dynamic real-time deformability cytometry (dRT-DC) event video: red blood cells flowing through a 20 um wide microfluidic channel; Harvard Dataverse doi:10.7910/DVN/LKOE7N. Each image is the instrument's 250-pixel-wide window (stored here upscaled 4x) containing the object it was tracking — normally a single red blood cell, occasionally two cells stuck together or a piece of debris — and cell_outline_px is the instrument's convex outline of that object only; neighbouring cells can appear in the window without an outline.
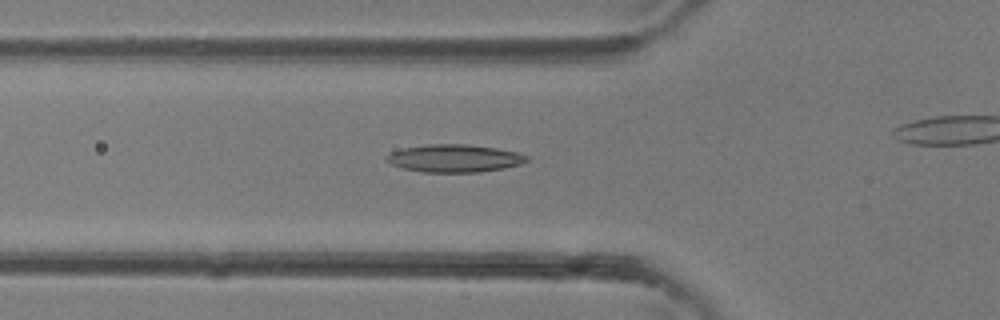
{"species": "common noctule bat (a hibernating species)", "species_latin": "Nyctalus noctula", "temperature_condition": "room temperature", "stored_images_in_passage": 30, "camera_frame_rate_fps": 3000, "um_per_image_px": 0.085, "animal": {"sex": "female"}, "frame": {"image": 1, "passage_image": 13, "time_ms": 4.0, "image_size_px": [1000, 320], "cell_outline_px": [[528, 160], [520, 164], [504, 168], [480, 172], [424, 172], [404, 168], [392, 164], [384, 156], [392, 152], [404, 148], [428, 144], [464, 144], [496, 148], [516, 152], [528, 156]], "centroid_in_image_um": [38.64, 13.45], "position_along_channel_um": 87.2, "area_um2": 22.37}}
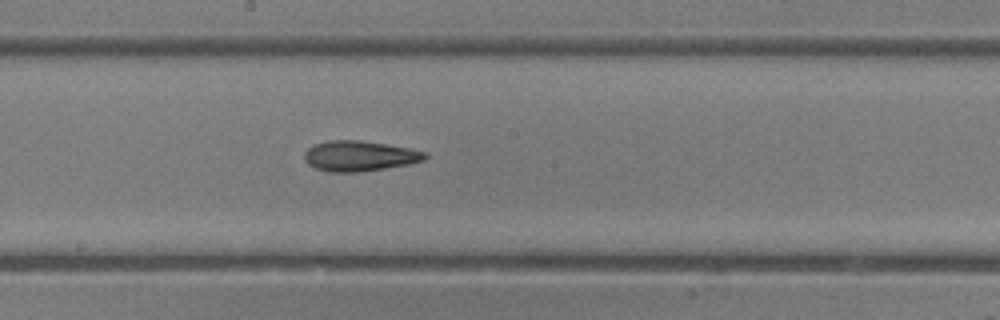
{"frame": {"image": 2, "passage_image": 20, "time_ms": 6.333, "image_size_px": [1000, 320], "cell_outline_px": [[428, 156], [424, 160], [408, 164], [360, 172], [328, 172], [316, 168], [308, 164], [304, 160], [304, 152], [312, 144], [328, 140], [360, 140], [408, 148], [424, 152]], "centroid_in_image_um": [30.49, 13.25], "position_along_channel_um": 217.7, "area_um2": 21.27}}
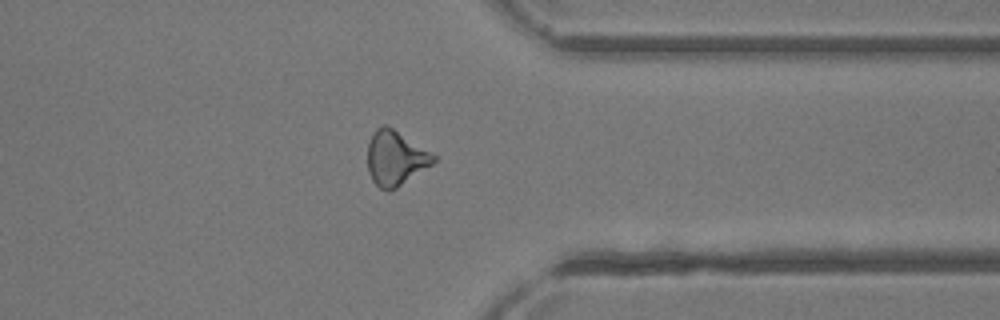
{"frame": {"image": 3, "passage_image": 29, "time_ms": 9.333, "image_size_px": [1000, 320], "cell_outline_px": [[436, 160], [432, 164], [396, 188], [388, 192], [380, 188], [372, 180], [368, 172], [368, 144], [372, 132], [380, 124], [388, 124], [432, 152], [436, 156]], "centroid_in_image_um": [33.6, 13.4], "position_along_channel_um": 377.8, "area_um2": 21.27}}